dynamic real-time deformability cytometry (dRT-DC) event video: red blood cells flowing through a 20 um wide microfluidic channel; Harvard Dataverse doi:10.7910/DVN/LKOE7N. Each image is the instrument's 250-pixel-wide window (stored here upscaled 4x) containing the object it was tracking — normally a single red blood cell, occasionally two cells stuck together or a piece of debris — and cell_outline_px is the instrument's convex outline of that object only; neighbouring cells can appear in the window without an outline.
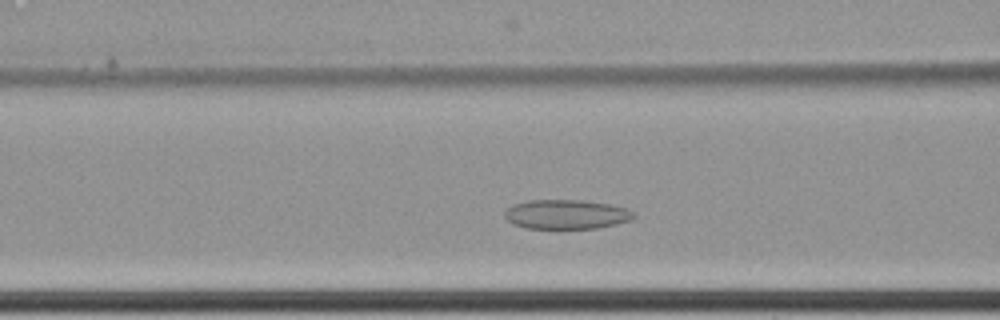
{"species": "common noctule bat (a hibernating species)", "species_latin": "Nyctalus noctula", "temperature_condition": "cold", "stored_images_in_passage": 40, "camera_frame_rate_fps": 3000, "um_per_image_px": 0.085, "animal": {"sex": "female", "body_mass_g": 22.7, "forearm_length_mm": 54.2}, "frame": {"image": 1, "passage_image": 13, "time_ms": 4.0, "image_size_px": [1000, 320], "cell_outline_px": [[636, 216], [632, 220], [616, 224], [596, 228], [528, 228], [516, 224], [508, 220], [504, 216], [504, 212], [512, 204], [528, 200], [580, 200], [612, 204], [628, 208]], "centroid_in_image_um": [48.17, 18.2], "position_along_channel_um": 118.4, "area_um2": 22.08}}
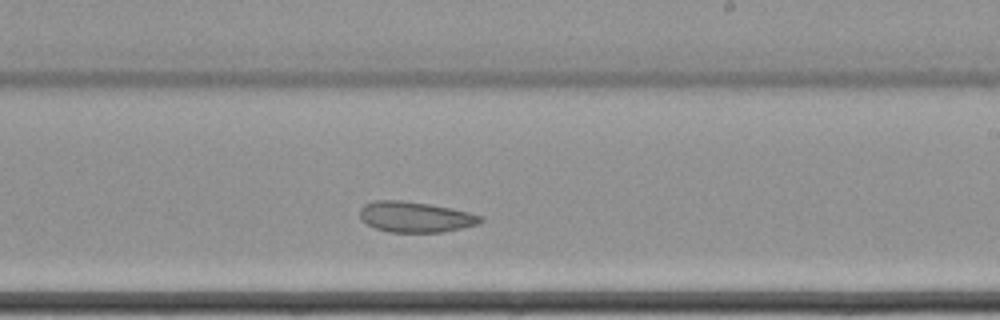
{"frame": {"image": 2, "passage_image": 25, "time_ms": 8.0, "image_size_px": [1000, 320], "cell_outline_px": [[484, 220], [476, 224], [460, 228], [440, 232], [388, 232], [376, 228], [360, 220], [360, 208], [364, 204], [372, 200], [400, 200], [428, 204], [468, 212], [484, 216]], "centroid_in_image_um": [35.26, 18.43], "position_along_channel_um": 253.7, "area_um2": 21.39}}
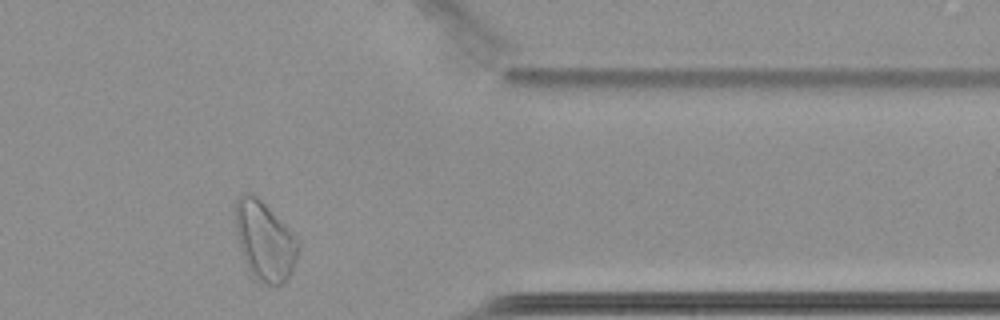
{"frame": {"image": 3, "passage_image": 38, "time_ms": 12.333, "image_size_px": [1000, 320], "cell_outline_px": [[300, 248], [292, 272], [280, 284], [268, 284], [256, 276], [248, 268], [236, 232], [236, 200], [244, 192], [252, 192], [300, 240]], "centroid_in_image_um": [22.53, 20.44], "position_along_channel_um": 388.9, "area_um2": 28.09}, "authors_computed_cell_mechanics": {"area_um2": 22.6287, "velocity_mm_per_s": 3.3863, "shape_relaxation_time_tau1_ms": null, "shape_relaxation_time_tau2_ms": 6.7349, "deformation_change_tau1": null, "deformation_change_tau2": 0.0925}}